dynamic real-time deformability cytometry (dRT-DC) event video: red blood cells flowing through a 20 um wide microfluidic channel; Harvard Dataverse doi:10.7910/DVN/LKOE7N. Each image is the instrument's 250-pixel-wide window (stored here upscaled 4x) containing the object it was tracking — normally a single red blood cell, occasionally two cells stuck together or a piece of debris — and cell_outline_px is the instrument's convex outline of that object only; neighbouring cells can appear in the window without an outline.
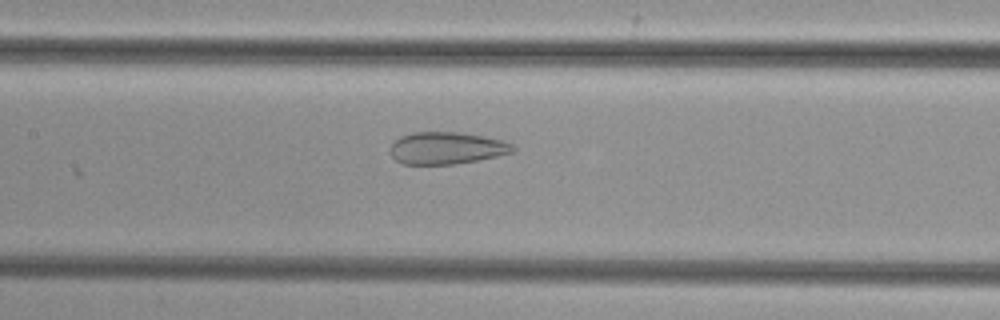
{"species": "common noctule bat (a hibernating species)", "species_latin": "Nyctalus noctula", "temperature_condition": "cold", "stored_images_in_passage": 42, "camera_frame_rate_fps": 3000, "um_per_image_px": 0.085, "animal": {"sex": "female", "body_mass_g": 29.2, "forearm_length_mm": 56.3}, "frame": {"image": 1, "passage_image": 21, "time_ms": 6.667, "image_size_px": [1000, 320], "cell_outline_px": [[516, 152], [476, 160], [452, 164], [404, 164], [396, 160], [392, 156], [392, 144], [400, 136], [412, 132], [460, 132], [484, 136], [504, 140], [512, 144], [516, 148]], "centroid_in_image_um": [38.01, 12.57], "position_along_channel_um": 169.4, "area_um2": 22.89}}
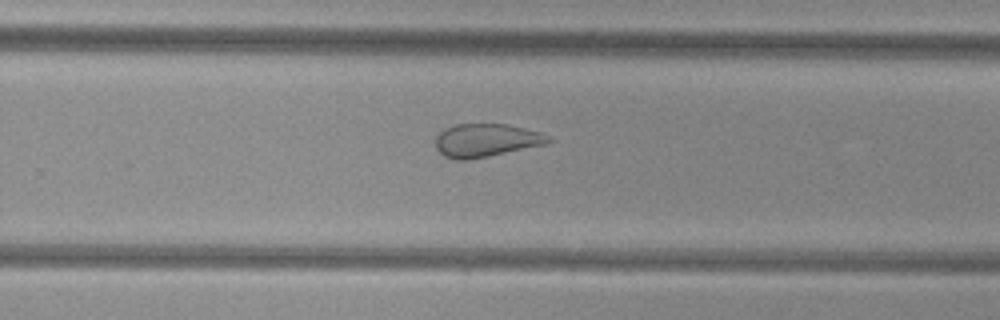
{"frame": {"image": 2, "passage_image": 30, "time_ms": 9.667, "image_size_px": [1000, 320], "cell_outline_px": [[556, 140], [544, 144], [488, 156], [468, 160], [456, 160], [444, 156], [436, 148], [436, 136], [444, 128], [452, 124], [508, 124], [540, 132], [552, 136]], "centroid_in_image_um": [41.32, 11.91], "position_along_channel_um": 288.5, "area_um2": 21.91}}
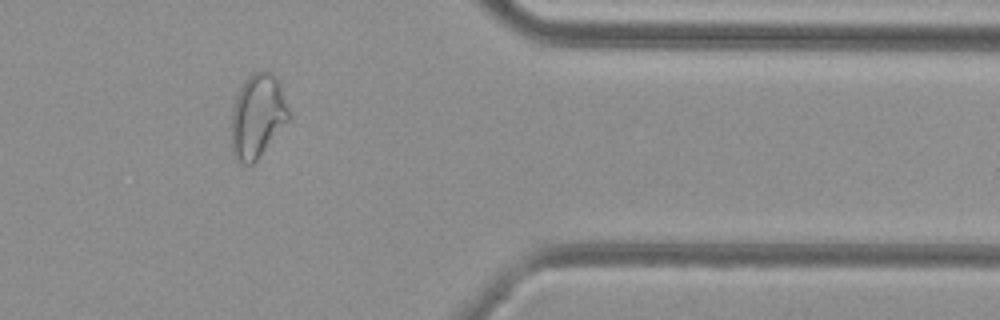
{"frame": {"image": 3, "passage_image": 39, "time_ms": 12.667, "image_size_px": [1000, 320], "cell_outline_px": [[292, 116], [260, 156], [252, 164], [244, 164], [236, 160], [232, 152], [232, 108], [236, 96], [244, 80], [252, 72], [272, 72], [276, 76], [280, 84], [292, 112]], "centroid_in_image_um": [21.92, 9.84], "position_along_channel_um": 389.5, "area_um2": 28.26}}